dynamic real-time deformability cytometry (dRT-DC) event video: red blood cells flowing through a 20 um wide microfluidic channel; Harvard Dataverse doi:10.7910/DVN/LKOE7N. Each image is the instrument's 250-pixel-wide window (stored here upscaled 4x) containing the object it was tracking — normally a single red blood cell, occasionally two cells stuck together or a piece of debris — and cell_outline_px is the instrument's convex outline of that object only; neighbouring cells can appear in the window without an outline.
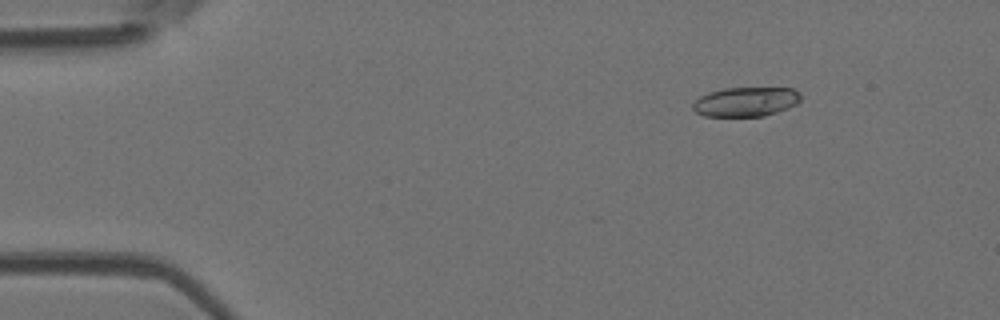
{"species": "Egyptian fruit bat (a non-hibernating species)", "species_latin": "Rousettus aegyptiacus", "temperature_condition": "room temperature", "stored_images_in_passage": 4, "camera_frame_rate_fps": 3000, "um_per_image_px": 0.085, "animal": {"sex": "female"}, "frame": {"image": 1, "passage_image": 2, "time_ms": 1.333, "image_size_px": [1000, 320], "cell_outline_px": [[800, 100], [796, 104], [788, 108], [764, 116], [704, 116], [696, 112], [692, 108], [692, 104], [700, 96], [708, 92], [724, 88], [792, 88], [800, 92]], "centroid_in_image_um": [63.38, 8.64], "position_along_channel_um": 21.6, "area_um2": 18.5}}
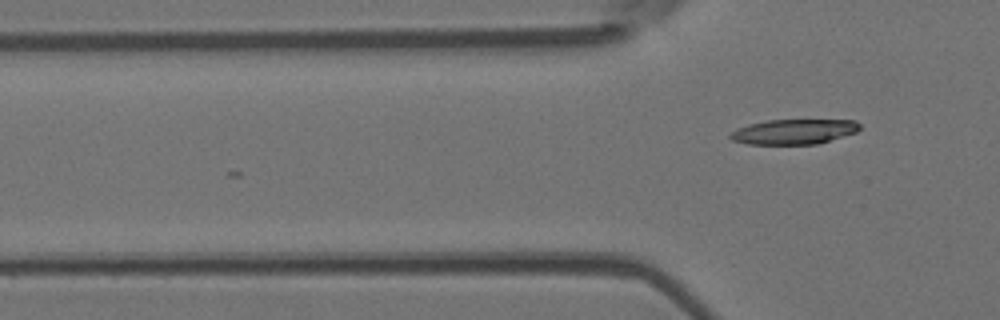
{"frame": {"image": 2, "passage_image": 4, "time_ms": 4.333, "image_size_px": [1000, 320], "cell_outline_px": [[860, 128], [856, 132], [816, 144], [748, 144], [732, 140], [728, 136], [736, 128], [748, 124], [768, 120], [856, 120], [860, 124]], "centroid_in_image_um": [67.45, 11.19], "position_along_channel_um": 58.3, "area_um2": 18.79}}